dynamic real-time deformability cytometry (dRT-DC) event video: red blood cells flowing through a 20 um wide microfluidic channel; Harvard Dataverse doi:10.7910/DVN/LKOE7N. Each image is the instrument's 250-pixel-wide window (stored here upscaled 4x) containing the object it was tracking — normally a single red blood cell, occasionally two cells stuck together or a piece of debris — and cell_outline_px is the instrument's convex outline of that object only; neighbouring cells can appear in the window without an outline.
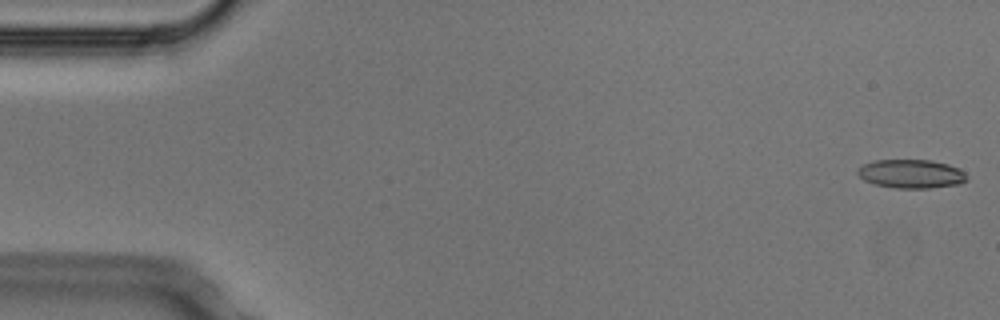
{"species": "Egyptian fruit bat (a non-hibernating species)", "species_latin": "Rousettus aegyptiacus", "temperature_condition": "cold", "stored_images_in_passage": 4, "segment_of_instrument_passage": [2, 2], "camera_frame_rate_fps": 3000, "um_per_image_px": 0.085, "animal": {"sex": "male"}, "frame": {"image": 1, "passage_image": 4, "time_ms": 1.0, "image_size_px": [1000, 320], "cell_outline_px": [[968, 180], [960, 184], [928, 188], [896, 188], [876, 184], [864, 180], [856, 172], [856, 168], [864, 164], [876, 160], [932, 160], [948, 164], [964, 172]], "centroid_in_image_um": [77.44, 14.77], "position_along_channel_um": 7.6, "area_um2": 18.21}}